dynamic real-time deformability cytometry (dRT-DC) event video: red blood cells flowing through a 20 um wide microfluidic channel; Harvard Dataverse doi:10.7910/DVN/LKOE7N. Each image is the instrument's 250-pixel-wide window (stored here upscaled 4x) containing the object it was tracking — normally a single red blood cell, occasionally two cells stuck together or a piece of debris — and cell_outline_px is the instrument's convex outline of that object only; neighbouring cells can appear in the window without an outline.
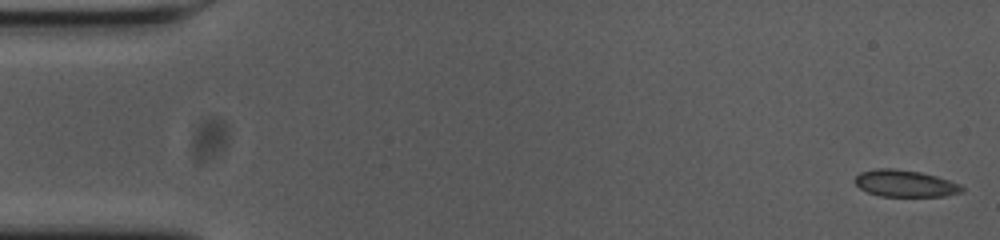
{"species": "common noctule bat (a hibernating species)", "species_latin": "Nyctalus noctula", "temperature_condition": "cold", "stored_images_in_passage": 55, "camera_frame_rate_fps": 3000, "um_per_image_px": 0.085, "animal": {"sex": "female", "body_mass_g": 23.0, "forearm_length_mm": 53.4}, "frame": {"image": 1, "passage_image": 1, "time_ms": 0.0, "image_size_px": [1000, 240], "cell_outline_px": [[964, 192], [944, 196], [880, 196], [868, 192], [860, 188], [852, 180], [860, 172], [876, 168], [896, 168], [920, 172], [936, 176], [960, 184], [964, 188]], "centroid_in_image_um": [76.92, 15.59], "position_along_channel_um": 8.1, "area_um2": 16.82}}
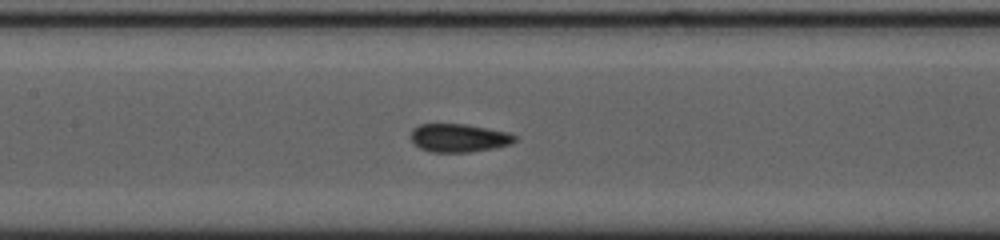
{"frame": {"image": 2, "passage_image": 25, "time_ms": 8.0, "image_size_px": [1000, 240], "cell_outline_px": [[516, 140], [512, 144], [492, 148], [468, 152], [432, 152], [420, 148], [412, 140], [412, 128], [420, 124], [464, 124], [508, 132], [516, 136]], "centroid_in_image_um": [39.01, 11.72], "position_along_channel_um": 168.4, "area_um2": 16.94}}
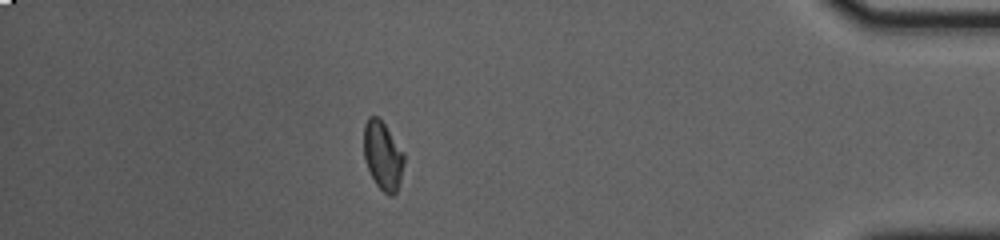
{"frame": {"image": 3, "passage_image": 48, "time_ms": 15.667, "image_size_px": [1000, 240], "cell_outline_px": [[404, 164], [400, 184], [396, 192], [392, 196], [388, 196], [376, 184], [364, 160], [364, 124], [368, 116], [376, 116], [384, 124], [404, 152]], "centroid_in_image_um": [32.54, 13.24], "position_along_channel_um": 402.7, "area_um2": 16.07}, "authors_computed_cell_mechanics": {"area_um2": 17.051, "velocity_mm_per_s": 3.672, "shape_relaxation_time_tau1_ms": null, "shape_relaxation_time_tau2_ms": 2.0516, "deformation_change_tau1": null, "deformation_change_tau2": 0.0592}}